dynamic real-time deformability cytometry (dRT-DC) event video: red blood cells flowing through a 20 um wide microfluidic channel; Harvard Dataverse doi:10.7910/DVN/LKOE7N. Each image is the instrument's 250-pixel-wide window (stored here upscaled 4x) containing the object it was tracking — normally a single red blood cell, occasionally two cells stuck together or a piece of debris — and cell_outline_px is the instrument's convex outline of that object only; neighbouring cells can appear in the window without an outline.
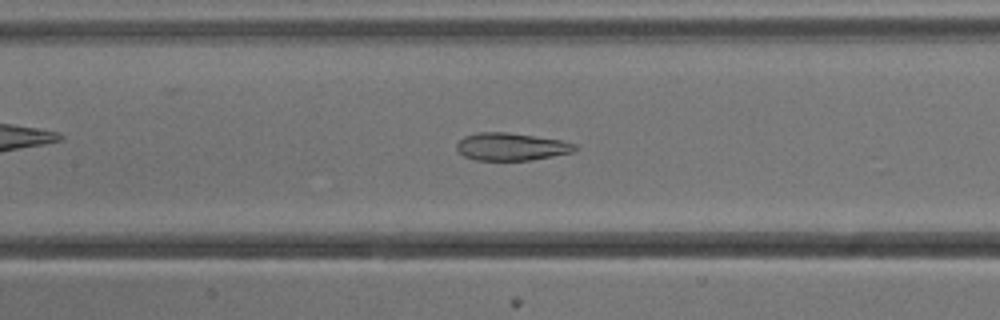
{"species": "common noctule bat (a hibernating species)", "species_latin": "Nyctalus noctula", "temperature_condition": "cold", "stored_images_in_passage": 52, "camera_frame_rate_fps": 3000, "um_per_image_px": 0.085, "animal": {"sex": "male", "body_mass_g": 13.3}, "frame": {"image": 1, "passage_image": 23, "time_ms": 7.333, "image_size_px": [1000, 320], "cell_outline_px": [[576, 148], [572, 152], [552, 156], [528, 160], [476, 160], [464, 156], [456, 148], [456, 144], [464, 136], [476, 132], [508, 132], [560, 140], [576, 144]], "centroid_in_image_um": [43.41, 12.46], "position_along_channel_um": 164.0, "area_um2": 18.84}}
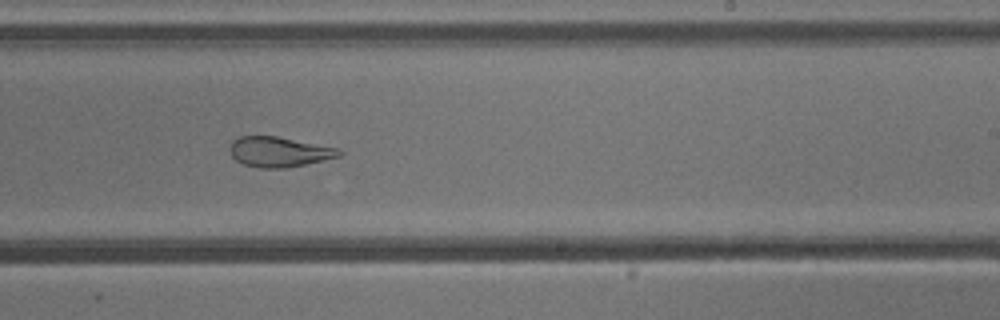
{"frame": {"image": 2, "passage_image": 31, "time_ms": 10.0, "image_size_px": [1000, 320], "cell_outline_px": [[344, 152], [340, 156], [324, 160], [284, 168], [260, 168], [244, 164], [236, 160], [232, 156], [228, 148], [232, 140], [240, 136], [276, 136], [340, 148]], "centroid_in_image_um": [23.72, 12.9], "position_along_channel_um": 265.3, "area_um2": 19.25}}
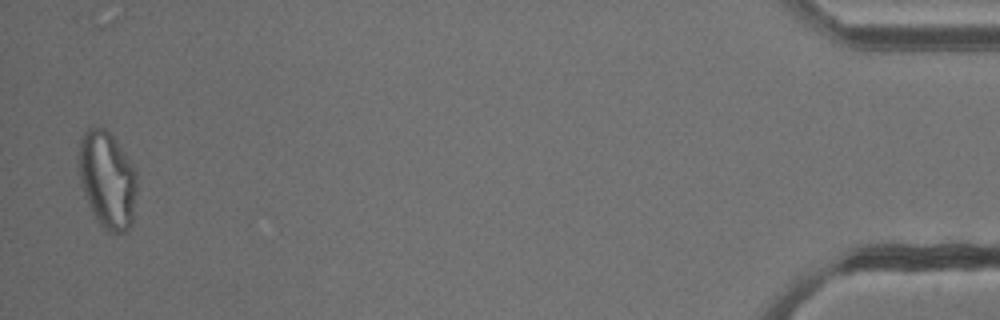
{"frame": {"image": 3, "passage_image": 51, "time_ms": 16.667, "image_size_px": [1000, 320], "cell_outline_px": [[136, 192], [132, 224], [124, 232], [108, 232], [96, 220], [88, 204], [80, 184], [80, 136], [88, 128], [104, 128], [116, 140], [132, 164], [136, 172]], "centroid_in_image_um": [9.13, 15.3], "position_along_channel_um": 426.1, "area_um2": 32.6}, "authors_computed_cell_mechanics": {"area_um2": 25.5476, "velocity_mm_per_s": 3.8176, "shape_relaxation_time_tau1_ms": null, "shape_relaxation_time_tau2_ms": 1.6138, "deformation_change_tau1": null, "deformation_change_tau2": 0.0905}}